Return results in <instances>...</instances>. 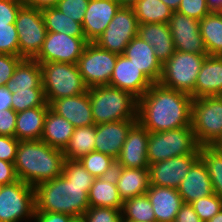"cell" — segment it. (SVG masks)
<instances>
[{"instance_id":"f35d334b","label":"cell","mask_w":222,"mask_h":222,"mask_svg":"<svg viewBox=\"0 0 222 222\" xmlns=\"http://www.w3.org/2000/svg\"><path fill=\"white\" fill-rule=\"evenodd\" d=\"M62 175L72 184L92 185L95 177L78 160H65Z\"/></svg>"},{"instance_id":"2e32d148","label":"cell","mask_w":222,"mask_h":222,"mask_svg":"<svg viewBox=\"0 0 222 222\" xmlns=\"http://www.w3.org/2000/svg\"><path fill=\"white\" fill-rule=\"evenodd\" d=\"M149 131L138 121L131 127L116 159V166L125 168H149L147 146Z\"/></svg>"},{"instance_id":"5b68a950","label":"cell","mask_w":222,"mask_h":222,"mask_svg":"<svg viewBox=\"0 0 222 222\" xmlns=\"http://www.w3.org/2000/svg\"><path fill=\"white\" fill-rule=\"evenodd\" d=\"M40 65L42 87L48 104L88 91L77 64L47 62Z\"/></svg>"},{"instance_id":"ffe728a7","label":"cell","mask_w":222,"mask_h":222,"mask_svg":"<svg viewBox=\"0 0 222 222\" xmlns=\"http://www.w3.org/2000/svg\"><path fill=\"white\" fill-rule=\"evenodd\" d=\"M49 107L56 114L66 118L74 128L95 125L88 91L53 100Z\"/></svg>"},{"instance_id":"cb8c5ba5","label":"cell","mask_w":222,"mask_h":222,"mask_svg":"<svg viewBox=\"0 0 222 222\" xmlns=\"http://www.w3.org/2000/svg\"><path fill=\"white\" fill-rule=\"evenodd\" d=\"M207 96H222V56L208 55L198 74L193 99Z\"/></svg>"},{"instance_id":"c3c4849f","label":"cell","mask_w":222,"mask_h":222,"mask_svg":"<svg viewBox=\"0 0 222 222\" xmlns=\"http://www.w3.org/2000/svg\"><path fill=\"white\" fill-rule=\"evenodd\" d=\"M16 117L12 108L0 111V135L15 137Z\"/></svg>"},{"instance_id":"8992f818","label":"cell","mask_w":222,"mask_h":222,"mask_svg":"<svg viewBox=\"0 0 222 222\" xmlns=\"http://www.w3.org/2000/svg\"><path fill=\"white\" fill-rule=\"evenodd\" d=\"M187 154H200V146L194 137L192 125L149 133L147 146L149 165Z\"/></svg>"},{"instance_id":"ab89813d","label":"cell","mask_w":222,"mask_h":222,"mask_svg":"<svg viewBox=\"0 0 222 222\" xmlns=\"http://www.w3.org/2000/svg\"><path fill=\"white\" fill-rule=\"evenodd\" d=\"M202 222H208L222 209V200L215 194L202 197L191 203Z\"/></svg>"},{"instance_id":"d590c367","label":"cell","mask_w":222,"mask_h":222,"mask_svg":"<svg viewBox=\"0 0 222 222\" xmlns=\"http://www.w3.org/2000/svg\"><path fill=\"white\" fill-rule=\"evenodd\" d=\"M199 158L206 166L214 193L222 200V154L212 146H200Z\"/></svg>"},{"instance_id":"4fadbf2b","label":"cell","mask_w":222,"mask_h":222,"mask_svg":"<svg viewBox=\"0 0 222 222\" xmlns=\"http://www.w3.org/2000/svg\"><path fill=\"white\" fill-rule=\"evenodd\" d=\"M88 43L85 37H72L65 33L47 32L43 46L34 60L39 63L77 64Z\"/></svg>"},{"instance_id":"11a10c76","label":"cell","mask_w":222,"mask_h":222,"mask_svg":"<svg viewBox=\"0 0 222 222\" xmlns=\"http://www.w3.org/2000/svg\"><path fill=\"white\" fill-rule=\"evenodd\" d=\"M210 12L222 13V0H206Z\"/></svg>"},{"instance_id":"3957f363","label":"cell","mask_w":222,"mask_h":222,"mask_svg":"<svg viewBox=\"0 0 222 222\" xmlns=\"http://www.w3.org/2000/svg\"><path fill=\"white\" fill-rule=\"evenodd\" d=\"M92 185L70 183L63 175L41 183L35 189V211L82 216L89 206L88 192Z\"/></svg>"},{"instance_id":"74e56055","label":"cell","mask_w":222,"mask_h":222,"mask_svg":"<svg viewBox=\"0 0 222 222\" xmlns=\"http://www.w3.org/2000/svg\"><path fill=\"white\" fill-rule=\"evenodd\" d=\"M40 106H49L43 89H29L12 93L11 107L16 113Z\"/></svg>"},{"instance_id":"91938a15","label":"cell","mask_w":222,"mask_h":222,"mask_svg":"<svg viewBox=\"0 0 222 222\" xmlns=\"http://www.w3.org/2000/svg\"><path fill=\"white\" fill-rule=\"evenodd\" d=\"M208 222H222V209L214 215Z\"/></svg>"},{"instance_id":"f546056e","label":"cell","mask_w":222,"mask_h":222,"mask_svg":"<svg viewBox=\"0 0 222 222\" xmlns=\"http://www.w3.org/2000/svg\"><path fill=\"white\" fill-rule=\"evenodd\" d=\"M88 197L90 207L122 209L123 200L119 195L113 175L95 178Z\"/></svg>"},{"instance_id":"f5cc1de1","label":"cell","mask_w":222,"mask_h":222,"mask_svg":"<svg viewBox=\"0 0 222 222\" xmlns=\"http://www.w3.org/2000/svg\"><path fill=\"white\" fill-rule=\"evenodd\" d=\"M25 7L34 9H45L49 7H56L59 0H20Z\"/></svg>"},{"instance_id":"bcb514c9","label":"cell","mask_w":222,"mask_h":222,"mask_svg":"<svg viewBox=\"0 0 222 222\" xmlns=\"http://www.w3.org/2000/svg\"><path fill=\"white\" fill-rule=\"evenodd\" d=\"M22 6L20 0H0V26L14 23Z\"/></svg>"},{"instance_id":"8d00e7d4","label":"cell","mask_w":222,"mask_h":222,"mask_svg":"<svg viewBox=\"0 0 222 222\" xmlns=\"http://www.w3.org/2000/svg\"><path fill=\"white\" fill-rule=\"evenodd\" d=\"M78 161L95 178L113 175L116 167V159L98 151H92Z\"/></svg>"},{"instance_id":"f1b7e54d","label":"cell","mask_w":222,"mask_h":222,"mask_svg":"<svg viewBox=\"0 0 222 222\" xmlns=\"http://www.w3.org/2000/svg\"><path fill=\"white\" fill-rule=\"evenodd\" d=\"M5 87L11 92L43 89L41 65L34 59H23Z\"/></svg>"},{"instance_id":"d4e9b609","label":"cell","mask_w":222,"mask_h":222,"mask_svg":"<svg viewBox=\"0 0 222 222\" xmlns=\"http://www.w3.org/2000/svg\"><path fill=\"white\" fill-rule=\"evenodd\" d=\"M138 36L153 47L163 65L175 53V46L168 23L139 24Z\"/></svg>"},{"instance_id":"b9f144b4","label":"cell","mask_w":222,"mask_h":222,"mask_svg":"<svg viewBox=\"0 0 222 222\" xmlns=\"http://www.w3.org/2000/svg\"><path fill=\"white\" fill-rule=\"evenodd\" d=\"M87 222H121V209L111 207H89L82 215Z\"/></svg>"},{"instance_id":"816d5d0a","label":"cell","mask_w":222,"mask_h":222,"mask_svg":"<svg viewBox=\"0 0 222 222\" xmlns=\"http://www.w3.org/2000/svg\"><path fill=\"white\" fill-rule=\"evenodd\" d=\"M174 222H202L191 204L184 203Z\"/></svg>"},{"instance_id":"f6af8a7d","label":"cell","mask_w":222,"mask_h":222,"mask_svg":"<svg viewBox=\"0 0 222 222\" xmlns=\"http://www.w3.org/2000/svg\"><path fill=\"white\" fill-rule=\"evenodd\" d=\"M22 60L23 58L20 56L0 54V87H4L8 83Z\"/></svg>"},{"instance_id":"52a82bcc","label":"cell","mask_w":222,"mask_h":222,"mask_svg":"<svg viewBox=\"0 0 222 222\" xmlns=\"http://www.w3.org/2000/svg\"><path fill=\"white\" fill-rule=\"evenodd\" d=\"M207 56L208 54L175 51L162 65V74L158 83L189 94L193 98L195 83Z\"/></svg>"},{"instance_id":"9c48e42d","label":"cell","mask_w":222,"mask_h":222,"mask_svg":"<svg viewBox=\"0 0 222 222\" xmlns=\"http://www.w3.org/2000/svg\"><path fill=\"white\" fill-rule=\"evenodd\" d=\"M35 211V189L17 180L2 185L0 189V222H21L33 220Z\"/></svg>"},{"instance_id":"6da1fadb","label":"cell","mask_w":222,"mask_h":222,"mask_svg":"<svg viewBox=\"0 0 222 222\" xmlns=\"http://www.w3.org/2000/svg\"><path fill=\"white\" fill-rule=\"evenodd\" d=\"M191 95L153 83L138 99L137 121L149 132L191 125Z\"/></svg>"},{"instance_id":"44dd1931","label":"cell","mask_w":222,"mask_h":222,"mask_svg":"<svg viewBox=\"0 0 222 222\" xmlns=\"http://www.w3.org/2000/svg\"><path fill=\"white\" fill-rule=\"evenodd\" d=\"M153 83H158L162 74V64L154 49L138 35L126 46L123 53Z\"/></svg>"},{"instance_id":"e575fe53","label":"cell","mask_w":222,"mask_h":222,"mask_svg":"<svg viewBox=\"0 0 222 222\" xmlns=\"http://www.w3.org/2000/svg\"><path fill=\"white\" fill-rule=\"evenodd\" d=\"M121 213L122 219L134 222H156L152 204L146 193L124 200Z\"/></svg>"},{"instance_id":"83f0119b","label":"cell","mask_w":222,"mask_h":222,"mask_svg":"<svg viewBox=\"0 0 222 222\" xmlns=\"http://www.w3.org/2000/svg\"><path fill=\"white\" fill-rule=\"evenodd\" d=\"M73 131V124L49 108L45 116L43 134L40 140L63 151L70 141Z\"/></svg>"},{"instance_id":"ba28073f","label":"cell","mask_w":222,"mask_h":222,"mask_svg":"<svg viewBox=\"0 0 222 222\" xmlns=\"http://www.w3.org/2000/svg\"><path fill=\"white\" fill-rule=\"evenodd\" d=\"M191 125L199 146H211L222 135V96L192 100Z\"/></svg>"},{"instance_id":"6f0895ef","label":"cell","mask_w":222,"mask_h":222,"mask_svg":"<svg viewBox=\"0 0 222 222\" xmlns=\"http://www.w3.org/2000/svg\"><path fill=\"white\" fill-rule=\"evenodd\" d=\"M121 7H132L138 0H116Z\"/></svg>"},{"instance_id":"7bdbcfd3","label":"cell","mask_w":222,"mask_h":222,"mask_svg":"<svg viewBox=\"0 0 222 222\" xmlns=\"http://www.w3.org/2000/svg\"><path fill=\"white\" fill-rule=\"evenodd\" d=\"M89 0H59L56 7L66 16L82 24Z\"/></svg>"},{"instance_id":"94428289","label":"cell","mask_w":222,"mask_h":222,"mask_svg":"<svg viewBox=\"0 0 222 222\" xmlns=\"http://www.w3.org/2000/svg\"><path fill=\"white\" fill-rule=\"evenodd\" d=\"M69 222H87L83 216L73 217Z\"/></svg>"},{"instance_id":"836d02e7","label":"cell","mask_w":222,"mask_h":222,"mask_svg":"<svg viewBox=\"0 0 222 222\" xmlns=\"http://www.w3.org/2000/svg\"><path fill=\"white\" fill-rule=\"evenodd\" d=\"M132 9L139 24L168 23L173 13L161 0H138Z\"/></svg>"},{"instance_id":"ac0fdd59","label":"cell","mask_w":222,"mask_h":222,"mask_svg":"<svg viewBox=\"0 0 222 222\" xmlns=\"http://www.w3.org/2000/svg\"><path fill=\"white\" fill-rule=\"evenodd\" d=\"M120 7L116 0H89L82 22L83 33L89 43L103 34Z\"/></svg>"},{"instance_id":"60d3db41","label":"cell","mask_w":222,"mask_h":222,"mask_svg":"<svg viewBox=\"0 0 222 222\" xmlns=\"http://www.w3.org/2000/svg\"><path fill=\"white\" fill-rule=\"evenodd\" d=\"M0 54L19 56V39L14 23L0 26Z\"/></svg>"},{"instance_id":"6125c7cd","label":"cell","mask_w":222,"mask_h":222,"mask_svg":"<svg viewBox=\"0 0 222 222\" xmlns=\"http://www.w3.org/2000/svg\"><path fill=\"white\" fill-rule=\"evenodd\" d=\"M121 222H134V221H131V220H128V219H122Z\"/></svg>"},{"instance_id":"1f68e13d","label":"cell","mask_w":222,"mask_h":222,"mask_svg":"<svg viewBox=\"0 0 222 222\" xmlns=\"http://www.w3.org/2000/svg\"><path fill=\"white\" fill-rule=\"evenodd\" d=\"M96 125L74 128L70 141L62 151L65 160H79L95 151Z\"/></svg>"},{"instance_id":"d6a6232c","label":"cell","mask_w":222,"mask_h":222,"mask_svg":"<svg viewBox=\"0 0 222 222\" xmlns=\"http://www.w3.org/2000/svg\"><path fill=\"white\" fill-rule=\"evenodd\" d=\"M47 32L65 33L72 37H85L82 24L63 14L57 7L41 10Z\"/></svg>"},{"instance_id":"7402d4cb","label":"cell","mask_w":222,"mask_h":222,"mask_svg":"<svg viewBox=\"0 0 222 222\" xmlns=\"http://www.w3.org/2000/svg\"><path fill=\"white\" fill-rule=\"evenodd\" d=\"M177 191L184 203L187 204L214 193L212 181L205 164L200 158L192 165Z\"/></svg>"},{"instance_id":"484cf974","label":"cell","mask_w":222,"mask_h":222,"mask_svg":"<svg viewBox=\"0 0 222 222\" xmlns=\"http://www.w3.org/2000/svg\"><path fill=\"white\" fill-rule=\"evenodd\" d=\"M122 200L145 194L150 187L149 168L116 166L113 173Z\"/></svg>"},{"instance_id":"ee69618b","label":"cell","mask_w":222,"mask_h":222,"mask_svg":"<svg viewBox=\"0 0 222 222\" xmlns=\"http://www.w3.org/2000/svg\"><path fill=\"white\" fill-rule=\"evenodd\" d=\"M177 11L199 21L210 13L206 0H181Z\"/></svg>"},{"instance_id":"db71d44e","label":"cell","mask_w":222,"mask_h":222,"mask_svg":"<svg viewBox=\"0 0 222 222\" xmlns=\"http://www.w3.org/2000/svg\"><path fill=\"white\" fill-rule=\"evenodd\" d=\"M12 93L4 86L0 87V111L12 108Z\"/></svg>"},{"instance_id":"680465c9","label":"cell","mask_w":222,"mask_h":222,"mask_svg":"<svg viewBox=\"0 0 222 222\" xmlns=\"http://www.w3.org/2000/svg\"><path fill=\"white\" fill-rule=\"evenodd\" d=\"M211 146L222 154V135Z\"/></svg>"},{"instance_id":"9a60e30c","label":"cell","mask_w":222,"mask_h":222,"mask_svg":"<svg viewBox=\"0 0 222 222\" xmlns=\"http://www.w3.org/2000/svg\"><path fill=\"white\" fill-rule=\"evenodd\" d=\"M198 159L199 154H187L150 164V185L177 189Z\"/></svg>"},{"instance_id":"7c38bea8","label":"cell","mask_w":222,"mask_h":222,"mask_svg":"<svg viewBox=\"0 0 222 222\" xmlns=\"http://www.w3.org/2000/svg\"><path fill=\"white\" fill-rule=\"evenodd\" d=\"M138 26L132 7H120L103 34L93 43L117 55L123 54L126 46L138 35Z\"/></svg>"},{"instance_id":"7a4b0ae2","label":"cell","mask_w":222,"mask_h":222,"mask_svg":"<svg viewBox=\"0 0 222 222\" xmlns=\"http://www.w3.org/2000/svg\"><path fill=\"white\" fill-rule=\"evenodd\" d=\"M64 161L62 150L42 140H21L14 166L18 179L35 187L62 175Z\"/></svg>"},{"instance_id":"4316f807","label":"cell","mask_w":222,"mask_h":222,"mask_svg":"<svg viewBox=\"0 0 222 222\" xmlns=\"http://www.w3.org/2000/svg\"><path fill=\"white\" fill-rule=\"evenodd\" d=\"M49 106L34 107L18 112L16 117L15 138L17 140H40L44 120Z\"/></svg>"},{"instance_id":"f907efd6","label":"cell","mask_w":222,"mask_h":222,"mask_svg":"<svg viewBox=\"0 0 222 222\" xmlns=\"http://www.w3.org/2000/svg\"><path fill=\"white\" fill-rule=\"evenodd\" d=\"M73 217L68 214L34 211L33 220L35 222H69Z\"/></svg>"},{"instance_id":"30bf717a","label":"cell","mask_w":222,"mask_h":222,"mask_svg":"<svg viewBox=\"0 0 222 222\" xmlns=\"http://www.w3.org/2000/svg\"><path fill=\"white\" fill-rule=\"evenodd\" d=\"M14 24L19 39V56L23 59H34L47 34L41 10L22 6Z\"/></svg>"},{"instance_id":"9f6ffc18","label":"cell","mask_w":222,"mask_h":222,"mask_svg":"<svg viewBox=\"0 0 222 222\" xmlns=\"http://www.w3.org/2000/svg\"><path fill=\"white\" fill-rule=\"evenodd\" d=\"M163 3H165L173 12L177 11L181 0H161Z\"/></svg>"},{"instance_id":"d6986e66","label":"cell","mask_w":222,"mask_h":222,"mask_svg":"<svg viewBox=\"0 0 222 222\" xmlns=\"http://www.w3.org/2000/svg\"><path fill=\"white\" fill-rule=\"evenodd\" d=\"M137 119L101 123L96 125L95 151L117 159L131 127Z\"/></svg>"},{"instance_id":"8fae6325","label":"cell","mask_w":222,"mask_h":222,"mask_svg":"<svg viewBox=\"0 0 222 222\" xmlns=\"http://www.w3.org/2000/svg\"><path fill=\"white\" fill-rule=\"evenodd\" d=\"M117 54L88 43L78 60L80 74L88 88L109 85Z\"/></svg>"},{"instance_id":"681fc988","label":"cell","mask_w":222,"mask_h":222,"mask_svg":"<svg viewBox=\"0 0 222 222\" xmlns=\"http://www.w3.org/2000/svg\"><path fill=\"white\" fill-rule=\"evenodd\" d=\"M17 180L19 179L15 171L14 162L0 160V184L7 185Z\"/></svg>"},{"instance_id":"7dc6e473","label":"cell","mask_w":222,"mask_h":222,"mask_svg":"<svg viewBox=\"0 0 222 222\" xmlns=\"http://www.w3.org/2000/svg\"><path fill=\"white\" fill-rule=\"evenodd\" d=\"M19 142L15 137L0 135V160L15 162Z\"/></svg>"},{"instance_id":"e0dca14e","label":"cell","mask_w":222,"mask_h":222,"mask_svg":"<svg viewBox=\"0 0 222 222\" xmlns=\"http://www.w3.org/2000/svg\"><path fill=\"white\" fill-rule=\"evenodd\" d=\"M152 84L153 82L129 58L123 54L117 56L109 86L131 92L139 99Z\"/></svg>"},{"instance_id":"5bb4252c","label":"cell","mask_w":222,"mask_h":222,"mask_svg":"<svg viewBox=\"0 0 222 222\" xmlns=\"http://www.w3.org/2000/svg\"><path fill=\"white\" fill-rule=\"evenodd\" d=\"M168 25L175 51L208 54L200 34L199 20L175 11Z\"/></svg>"},{"instance_id":"4dcf8cb0","label":"cell","mask_w":222,"mask_h":222,"mask_svg":"<svg viewBox=\"0 0 222 222\" xmlns=\"http://www.w3.org/2000/svg\"><path fill=\"white\" fill-rule=\"evenodd\" d=\"M200 34L210 56H222V13L210 12L199 21Z\"/></svg>"},{"instance_id":"603a6c76","label":"cell","mask_w":222,"mask_h":222,"mask_svg":"<svg viewBox=\"0 0 222 222\" xmlns=\"http://www.w3.org/2000/svg\"><path fill=\"white\" fill-rule=\"evenodd\" d=\"M146 195L152 204L156 222H174L184 204L175 188L150 185Z\"/></svg>"},{"instance_id":"277c9868","label":"cell","mask_w":222,"mask_h":222,"mask_svg":"<svg viewBox=\"0 0 222 222\" xmlns=\"http://www.w3.org/2000/svg\"><path fill=\"white\" fill-rule=\"evenodd\" d=\"M95 125L137 119L138 98L109 85L88 88Z\"/></svg>"}]
</instances>
